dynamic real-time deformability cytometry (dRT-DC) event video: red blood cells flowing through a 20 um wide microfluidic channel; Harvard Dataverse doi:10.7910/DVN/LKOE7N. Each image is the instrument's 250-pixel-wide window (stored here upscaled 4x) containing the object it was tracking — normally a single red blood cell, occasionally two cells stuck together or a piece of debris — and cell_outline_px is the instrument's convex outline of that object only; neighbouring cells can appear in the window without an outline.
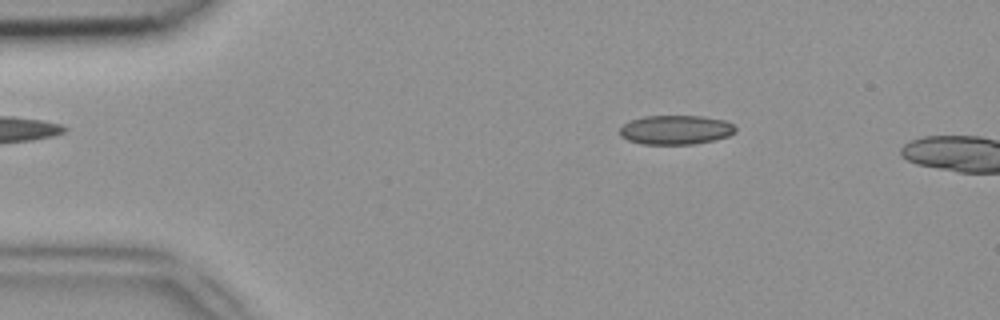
{"species": "common noctule bat (a hibernating species)", "species_latin": "Nyctalus noctula", "temperature_condition": "room temperature", "stored_images_in_passage": 11, "camera_frame_rate_fps": 3000, "um_per_image_px": 0.085, "animal": {"sex": "female", "body_mass_g": 18.4}, "frame": {"image": 1, "passage_image": 8, "time_ms": 2.333, "image_size_px": [1000, 320], "cell_outline_px": [[736, 132], [728, 136], [716, 140], [692, 144], [644, 144], [628, 140], [620, 136], [620, 128], [624, 124], [632, 120], [644, 116], [704, 116], [724, 120], [732, 124], [736, 128]], "centroid_in_image_um": [57.46, 11.04], "position_along_channel_um": 27.5, "area_um2": 19.71}}